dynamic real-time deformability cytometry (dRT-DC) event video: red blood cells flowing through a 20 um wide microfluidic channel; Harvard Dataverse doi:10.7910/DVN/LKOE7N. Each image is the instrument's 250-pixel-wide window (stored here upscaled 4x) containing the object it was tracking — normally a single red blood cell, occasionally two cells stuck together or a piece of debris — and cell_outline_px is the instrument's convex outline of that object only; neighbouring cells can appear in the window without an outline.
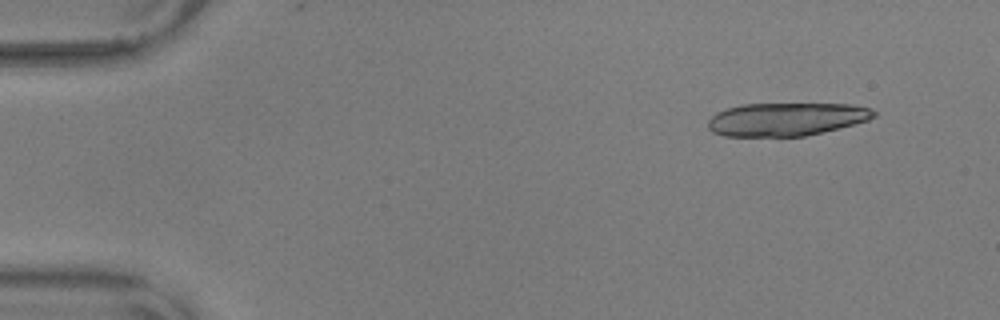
{"species": "common noctule bat (a hibernating species)", "species_latin": "Nyctalus noctula", "temperature_condition": "warm", "stored_images_in_passage": 15, "camera_frame_rate_fps": 3000, "um_per_image_px": 0.085, "animal": {"sex": "male", "body_mass_g": 17.9, "forearm_length_mm": 54.2}, "frame": {"image": 1, "passage_image": 1, "time_ms": 0.0, "image_size_px": [1000, 320], "cell_outline_px": [[876, 116], [868, 120], [804, 136], [724, 136], [712, 132], [708, 128], [708, 120], [716, 112], [740, 104], [852, 104], [872, 108], [876, 112]], "centroid_in_image_um": [66.81, 10.12], "position_along_channel_um": 18.2, "area_um2": 31.91}}